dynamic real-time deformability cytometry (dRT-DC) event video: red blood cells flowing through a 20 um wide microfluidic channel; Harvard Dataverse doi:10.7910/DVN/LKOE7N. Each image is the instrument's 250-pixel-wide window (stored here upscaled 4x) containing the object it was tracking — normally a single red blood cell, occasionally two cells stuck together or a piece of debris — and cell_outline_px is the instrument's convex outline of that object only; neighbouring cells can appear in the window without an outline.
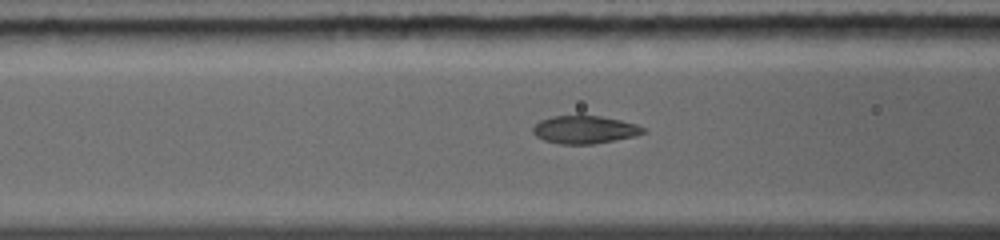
{"species": "common noctule bat (a hibernating species)", "species_latin": "Nyctalus noctula", "temperature_condition": "warm", "stored_images_in_passage": 9, "camera_frame_rate_fps": 5000, "um_per_image_px": 0.085, "animal": {"sex": "female", "body_mass_g": 19.0, "forearm_length_mm": 56.7}, "frame": {"image": 1, "passage_image": 6, "time_ms": 2.8, "image_size_px": [1000, 240], "cell_outline_px": [[644, 132], [636, 136], [592, 144], [560, 144], [544, 140], [536, 136], [532, 132], [532, 128], [540, 120], [552, 116], [600, 116], [620, 120], [636, 124], [644, 128]], "centroid_in_image_um": [49.67, 11.02], "position_along_channel_um": 116.9, "area_um2": 17.74}}
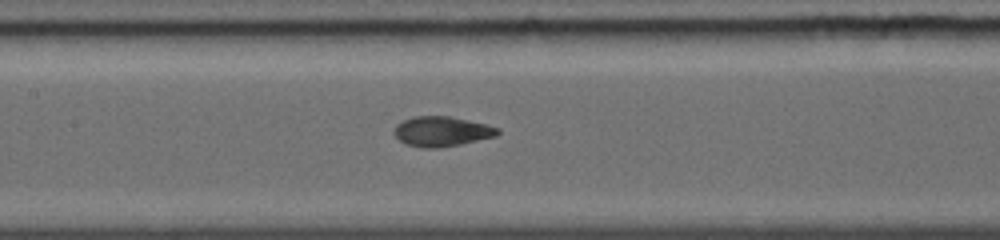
{"frame": {"image": 2, "passage_image": 8, "time_ms": 4.0, "image_size_px": [1000, 240], "cell_outline_px": [[500, 132], [496, 136], [460, 144], [440, 148], [420, 148], [404, 144], [392, 132], [396, 124], [412, 116], [448, 116], [488, 124], [500, 128]], "centroid_in_image_um": [37.53, 11.17], "position_along_channel_um": 169.9, "area_um2": 18.26}}